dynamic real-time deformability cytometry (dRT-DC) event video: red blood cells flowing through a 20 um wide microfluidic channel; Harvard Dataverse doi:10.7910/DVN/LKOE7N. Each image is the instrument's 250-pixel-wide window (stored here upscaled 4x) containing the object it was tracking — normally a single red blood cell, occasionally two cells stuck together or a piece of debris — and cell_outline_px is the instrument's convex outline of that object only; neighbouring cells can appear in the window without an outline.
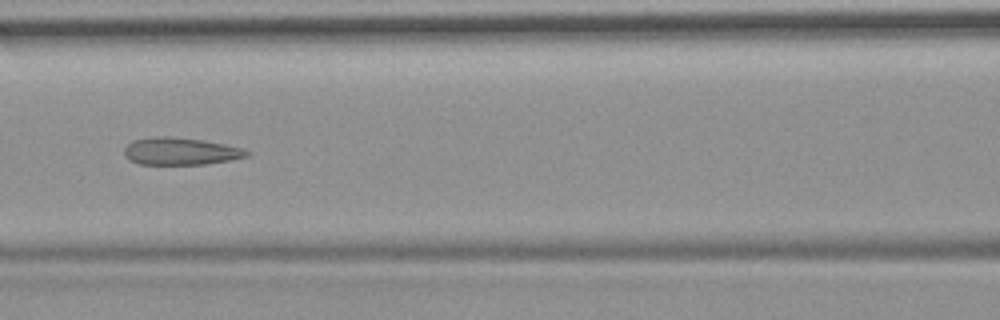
{"species": "common noctule bat (a hibernating species)", "species_latin": "Nyctalus noctula", "temperature_condition": "room temperature", "stored_images_in_passage": 54, "camera_frame_rate_fps": 3000, "um_per_image_px": 0.085, "animal": {"sex": "female", "body_mass_g": 19.9}, "frame": {"image": 1, "passage_image": 24, "time_ms": 7.667, "image_size_px": [1000, 320], "cell_outline_px": [[252, 152], [248, 156], [228, 160], [204, 164], [140, 164], [128, 160], [124, 156], [124, 148], [132, 140], [156, 136], [168, 136], [204, 140], [244, 148]], "centroid_in_image_um": [15.33, 12.85], "position_along_channel_um": 151.3, "area_um2": 19.59}, "authors_computed_cell_mechanics": {"area_um2": 21.5305, "velocity_mm_per_s": 3.706, "shape_relaxation_time_tau1_ms": null, "shape_relaxation_time_tau2_ms": 2.0549, "deformation_change_tau1": null, "deformation_change_tau2": 0.1212}}